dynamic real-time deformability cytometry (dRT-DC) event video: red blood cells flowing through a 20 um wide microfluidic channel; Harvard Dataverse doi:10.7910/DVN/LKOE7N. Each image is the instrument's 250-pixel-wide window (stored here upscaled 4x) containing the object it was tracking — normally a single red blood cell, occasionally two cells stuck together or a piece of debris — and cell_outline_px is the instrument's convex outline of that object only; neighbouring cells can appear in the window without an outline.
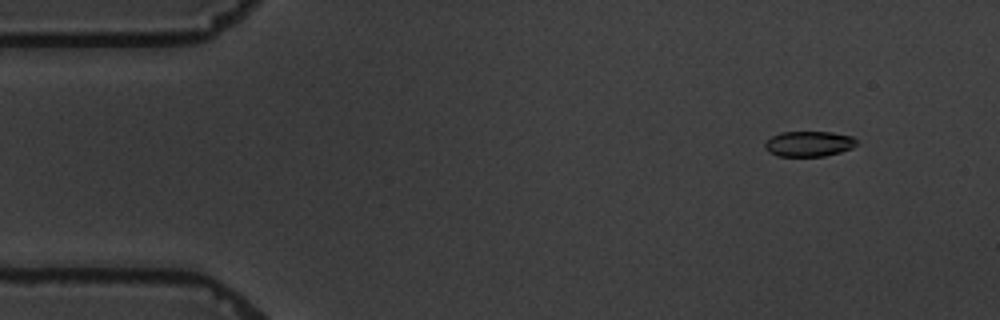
{"species": "common noctule bat (a hibernating species)", "species_latin": "Nyctalus noctula", "temperature_condition": "warm", "stored_images_in_passage": 4, "camera_frame_rate_fps": 3000, "um_per_image_px": 0.085, "animal": {"sex": "male", "body_mass_g": 19.5, "forearm_length_mm": 54.6}, "frame": {"image": 1, "passage_image": 2, "time_ms": 1.333, "image_size_px": [1000, 320], "cell_outline_px": [[860, 144], [852, 148], [840, 152], [824, 156], [776, 156], [768, 152], [764, 148], [764, 144], [772, 136], [780, 132], [832, 132], [852, 136]], "centroid_in_image_um": [68.76, 12.22], "position_along_channel_um": 16.2, "area_um2": 13.7}}
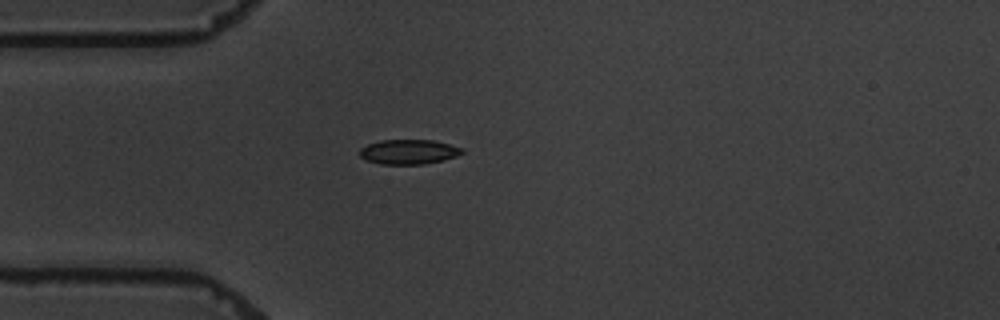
{"frame": {"image": 2, "passage_image": 4, "time_ms": 4.667, "image_size_px": [1000, 320], "cell_outline_px": [[464, 152], [456, 156], [444, 160], [424, 164], [380, 164], [364, 160], [360, 156], [360, 148], [368, 144], [380, 140], [432, 140], [464, 148]], "centroid_in_image_um": [34.73, 12.91], "position_along_channel_um": 50.3, "area_um2": 14.8}}